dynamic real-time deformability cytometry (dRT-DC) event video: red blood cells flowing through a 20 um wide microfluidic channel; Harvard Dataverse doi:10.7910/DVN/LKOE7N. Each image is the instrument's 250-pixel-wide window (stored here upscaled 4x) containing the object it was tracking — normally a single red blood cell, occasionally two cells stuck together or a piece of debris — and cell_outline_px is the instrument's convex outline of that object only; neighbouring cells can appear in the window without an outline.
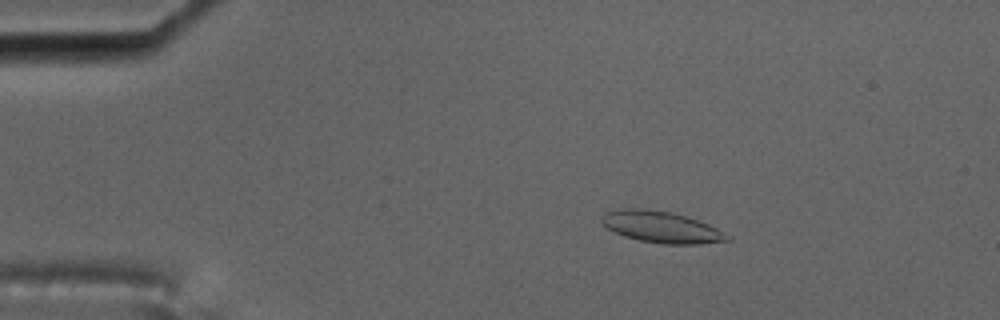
{"species": "common noctule bat (a hibernating species)", "species_latin": "Nyctalus noctula", "temperature_condition": "cold", "stored_images_in_passage": 56, "camera_frame_rate_fps": 3000, "um_per_image_px": 0.085, "animal": {"sex": "male", "body_mass_g": 17.5, "forearm_length_mm": 52.3}, "frame": {"image": 1, "passage_image": 9, "time_ms": 2.667, "image_size_px": [1000, 320], "cell_outline_px": [[732, 240], [700, 244], [664, 244], [640, 240], [624, 236], [600, 224], [600, 220], [604, 212], [620, 208], [644, 208], [668, 212], [684, 216], [708, 224], [732, 236]], "centroid_in_image_um": [56.19, 19.3], "position_along_channel_um": 28.8, "area_um2": 23.0}}